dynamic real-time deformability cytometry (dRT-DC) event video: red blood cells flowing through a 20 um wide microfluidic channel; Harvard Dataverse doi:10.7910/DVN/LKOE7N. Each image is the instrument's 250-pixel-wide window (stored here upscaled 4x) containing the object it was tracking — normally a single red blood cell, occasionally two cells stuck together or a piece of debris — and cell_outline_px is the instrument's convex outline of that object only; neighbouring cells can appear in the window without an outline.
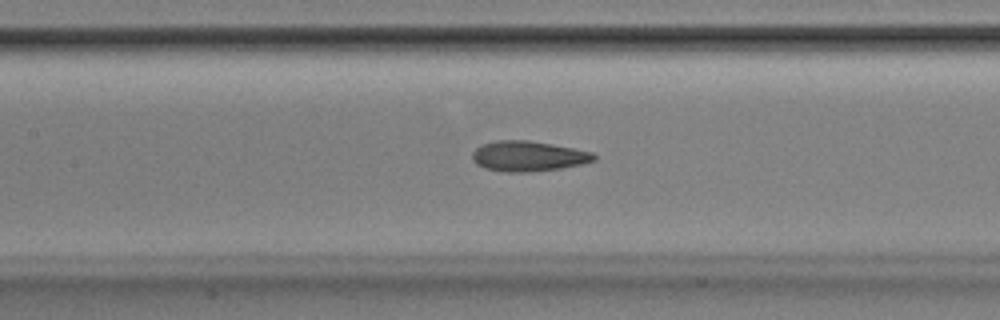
{"species": "Egyptian fruit bat (a non-hibernating species)", "species_latin": "Rousettus aegyptiacus", "temperature_condition": "room temperature", "stored_images_in_passage": 52, "camera_frame_rate_fps": 3000, "um_per_image_px": 0.085, "animal": {"sex": "male"}, "frame": {"image": 1, "passage_image": 24, "time_ms": 7.667, "image_size_px": [1000, 320], "cell_outline_px": [[596, 160], [580, 164], [560, 168], [528, 172], [504, 172], [484, 168], [476, 164], [472, 160], [472, 152], [476, 148], [484, 144], [496, 140], [528, 140], [552, 144], [592, 152], [596, 156]], "centroid_in_image_um": [44.86, 13.27], "position_along_channel_um": 162.5, "area_um2": 21.39}}
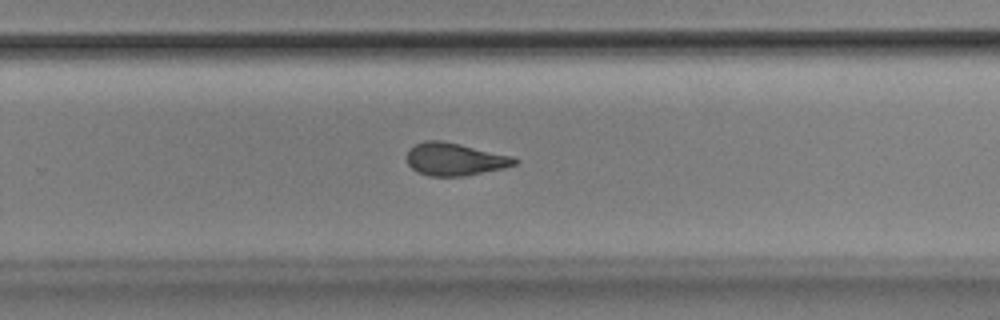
{"frame": {"image": 2, "passage_image": 34, "time_ms": 11.0, "image_size_px": [1000, 320], "cell_outline_px": [[520, 160], [516, 164], [504, 168], [464, 176], [428, 176], [416, 172], [408, 164], [408, 148], [424, 140], [440, 140], [460, 144], [512, 156]], "centroid_in_image_um": [38.65, 13.53], "position_along_channel_um": 291.2, "area_um2": 20.52}}
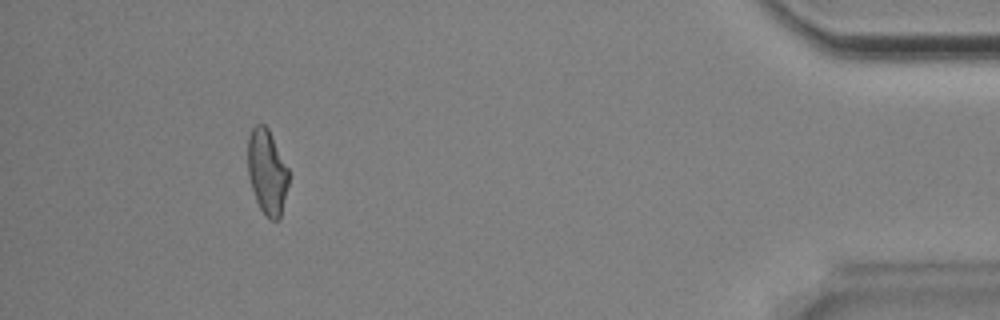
{"frame": {"image": 3, "passage_image": 48, "time_ms": 15.667, "image_size_px": [1000, 320], "cell_outline_px": [[288, 184], [280, 220], [272, 220], [260, 208], [256, 200], [248, 176], [248, 136], [252, 128], [256, 124], [264, 124], [268, 128], [288, 168]], "centroid_in_image_um": [22.7, 14.6], "position_along_channel_um": 412.5, "area_um2": 20.06}, "authors_computed_cell_mechanics": {"area_um2": 21.2126, "velocity_mm_per_s": 3.8797, "shape_relaxation_time_tau1_ms": 4.7726, "shape_relaxation_time_tau2_ms": 1.7931, "deformation_change_tau1": 0.1527, "deformation_change_tau2": 0.0849}}